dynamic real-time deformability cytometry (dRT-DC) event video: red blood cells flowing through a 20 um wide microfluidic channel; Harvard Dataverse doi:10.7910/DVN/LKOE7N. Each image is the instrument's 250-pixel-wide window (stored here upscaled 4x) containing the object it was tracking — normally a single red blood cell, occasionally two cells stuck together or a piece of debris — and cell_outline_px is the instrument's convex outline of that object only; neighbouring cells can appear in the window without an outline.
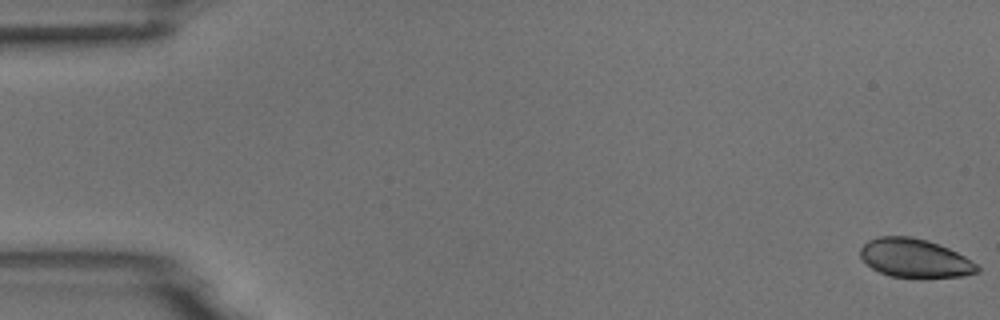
{"species": "common noctule bat (a hibernating species)", "species_latin": "Nyctalus noctula", "temperature_condition": "room temperature", "stored_images_in_passage": 56, "camera_frame_rate_fps": 3000, "um_per_image_px": 0.085, "animal": {"sex": "male", "body_mass_g": 18.8}, "frame": {"image": 1, "passage_image": 1, "time_ms": 0.0, "image_size_px": [1000, 320], "cell_outline_px": [[980, 272], [964, 276], [888, 276], [864, 264], [860, 256], [860, 248], [868, 240], [876, 236], [912, 236], [928, 240], [940, 244], [964, 256], [976, 264], [980, 268]], "centroid_in_image_um": [77.72, 21.91], "position_along_channel_um": 7.3, "area_um2": 26.24}}
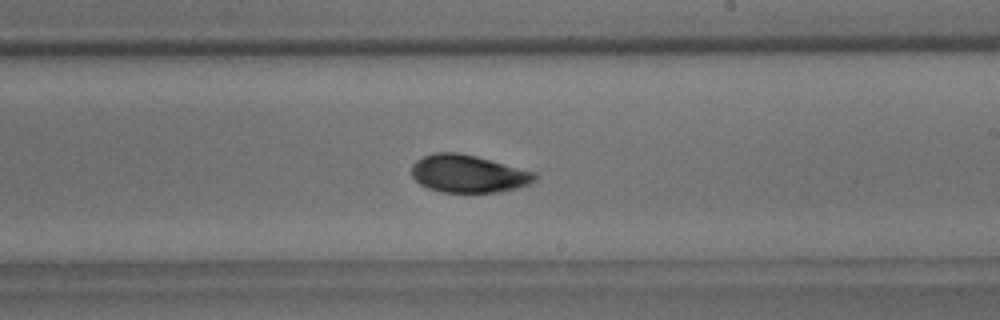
{"frame": {"image": 2, "passage_image": 33, "time_ms": 10.667, "image_size_px": [1000, 320], "cell_outline_px": [[536, 180], [528, 184], [516, 188], [500, 192], [440, 192], [428, 188], [420, 184], [412, 176], [412, 164], [416, 160], [424, 156], [436, 152], [456, 152], [476, 156], [536, 172]], "centroid_in_image_um": [39.79, 14.77], "position_along_channel_um": 249.2, "area_um2": 26.99}}
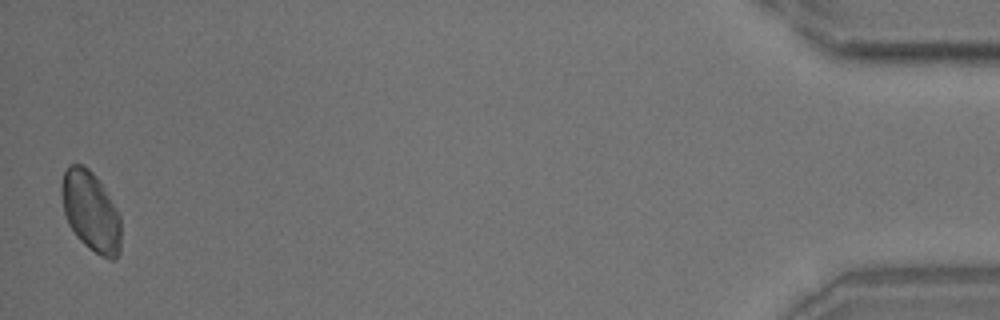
{"frame": {"image": 3, "passage_image": 55, "time_ms": 18.0, "image_size_px": [1000, 320], "cell_outline_px": [[120, 252], [112, 260], [100, 256], [84, 244], [76, 236], [68, 224], [64, 212], [60, 192], [60, 184], [64, 172], [68, 164], [84, 164], [96, 176], [120, 216]], "centroid_in_image_um": [7.68, 17.95], "position_along_channel_um": 427.5, "area_um2": 27.69}, "authors_computed_cell_mechanics": {"area_um2": 26.8481, "velocity_mm_per_s": 3.6644, "shape_relaxation_time_tau1_ms": 2.6434, "shape_relaxation_time_tau2_ms": 1.7918, "deformation_change_tau1": 0.0868, "deformation_change_tau2": 0.0367}}